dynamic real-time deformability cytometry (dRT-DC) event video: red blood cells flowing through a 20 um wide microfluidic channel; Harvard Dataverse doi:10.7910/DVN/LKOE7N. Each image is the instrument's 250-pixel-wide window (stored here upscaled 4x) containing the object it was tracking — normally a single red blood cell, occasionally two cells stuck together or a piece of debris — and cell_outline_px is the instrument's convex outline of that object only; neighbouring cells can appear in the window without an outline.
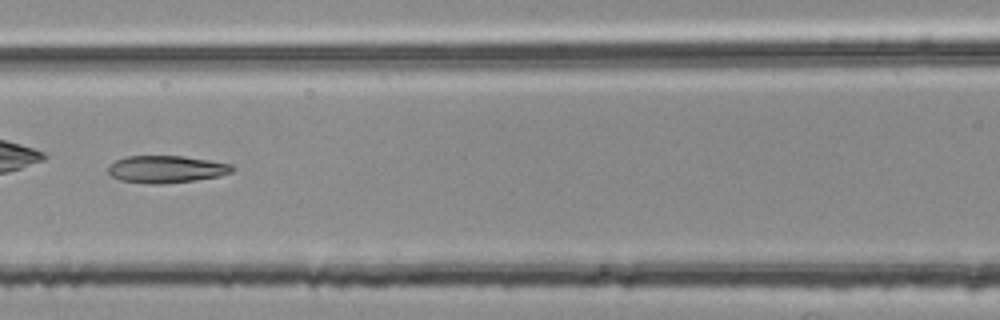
{"species": "common noctule bat (a hibernating species)", "species_latin": "Nyctalus noctula", "temperature_condition": "room temperature", "stored_images_in_passage": 5, "camera_frame_rate_fps": 3000, "um_per_image_px": 0.085, "animal": {"sex": "female", "body_mass_g": 25.1}, "frame": {"image": 1, "passage_image": 5, "time_ms": 1.333, "image_size_px": [1000, 320], "cell_outline_px": [[232, 172], [220, 176], [196, 180], [164, 184], [148, 184], [120, 180], [112, 176], [108, 172], [108, 168], [116, 160], [124, 156], [184, 156], [232, 164]], "centroid_in_image_um": [14.13, 14.39], "position_along_channel_um": 152.5, "area_um2": 19.71}}